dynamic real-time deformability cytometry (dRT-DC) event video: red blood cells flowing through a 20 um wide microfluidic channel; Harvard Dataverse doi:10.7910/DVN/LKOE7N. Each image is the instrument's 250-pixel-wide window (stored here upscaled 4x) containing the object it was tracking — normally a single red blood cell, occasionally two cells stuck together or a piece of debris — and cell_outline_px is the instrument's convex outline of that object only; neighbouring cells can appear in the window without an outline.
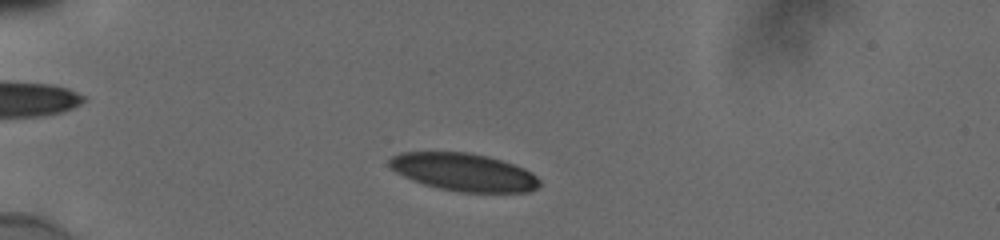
{"species": "human", "species_latin": "Homo sapiens", "temperature_condition": "cold", "stored_images_in_passage": 40, "camera_frame_rate_fps": 3000, "um_per_image_px": 0.085, "donor": {"sex": "male"}, "frame": {"image": 1, "passage_image": 1, "time_ms": 0.0, "image_size_px": [1000, 240], "cell_outline_px": [[540, 184], [536, 188], [528, 192], [460, 192], [436, 188], [412, 180], [396, 172], [388, 164], [388, 160], [392, 156], [400, 152], [468, 152], [488, 156], [524, 168], [532, 172], [540, 180]], "centroid_in_image_um": [39.41, 14.63], "position_along_channel_um": 45.6, "area_um2": 33.06}}
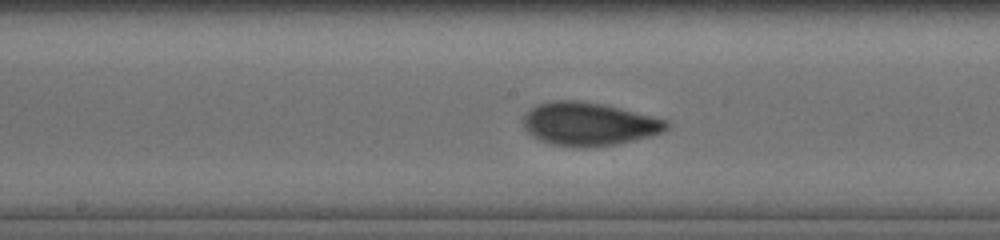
{"frame": {"image": 2, "passage_image": 16, "time_ms": 5.0, "image_size_px": [1000, 240], "cell_outline_px": [[672, 124], [668, 128], [660, 132], [648, 136], [616, 144], [588, 148], [552, 144], [540, 140], [532, 136], [524, 128], [524, 116], [536, 104], [552, 100], [576, 100], [604, 104], [668, 120]], "centroid_in_image_um": [50.05, 10.53], "position_along_channel_um": 198.1, "area_um2": 35.95}}
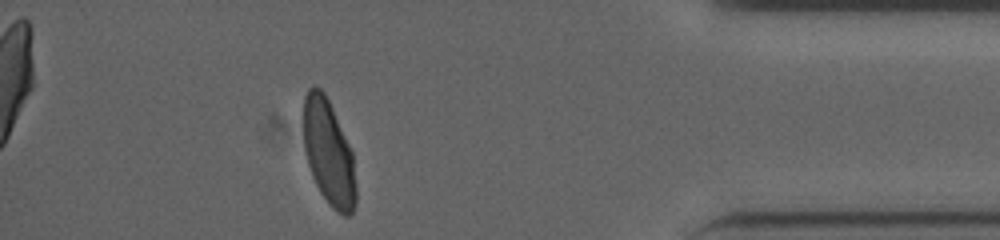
{"frame": {"image": 3, "passage_image": 35, "time_ms": 11.333, "image_size_px": [1000, 240], "cell_outline_px": [[356, 204], [352, 212], [348, 216], [344, 216], [336, 212], [328, 204], [320, 192], [312, 176], [308, 164], [304, 148], [304, 96], [308, 88], [312, 84], [316, 84], [324, 92], [332, 108], [352, 152], [356, 188]], "centroid_in_image_um": [27.93, 12.99], "position_along_channel_um": 407.3, "area_um2": 32.19}, "authors_computed_cell_mechanics": {"area_um2": 34.5066, "velocity_mm_per_s": 3.8434, "shape_relaxation_time_tau1_ms": 4.5818, "shape_relaxation_time_tau2_ms": null, "deformation_change_tau1": 0.15, "deformation_change_tau2": null}}